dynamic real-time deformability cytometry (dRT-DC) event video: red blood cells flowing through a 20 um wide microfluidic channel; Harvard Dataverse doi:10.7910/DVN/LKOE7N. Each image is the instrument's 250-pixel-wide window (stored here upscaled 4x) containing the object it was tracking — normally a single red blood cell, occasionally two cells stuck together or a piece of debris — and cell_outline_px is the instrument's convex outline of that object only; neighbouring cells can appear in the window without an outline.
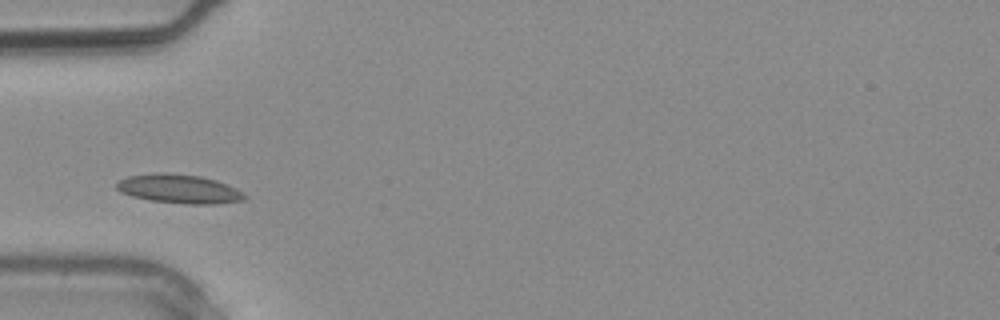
{"species": "common noctule bat (a hibernating species)", "species_latin": "Nyctalus noctula", "temperature_condition": "warm", "stored_images_in_passage": 2, "camera_frame_rate_fps": 3000, "um_per_image_px": 0.085, "animal": {"sex": "male", "body_mass_g": 20.4}, "frame": {"image": 1, "passage_image": 2, "time_ms": 0.333, "image_size_px": [1000, 320], "cell_outline_px": [[248, 196], [244, 200], [216, 204], [188, 204], [148, 200], [132, 196], [120, 192], [116, 188], [116, 184], [120, 180], [128, 176], [156, 172], [164, 172], [200, 176], [216, 180], [236, 188], [244, 192]], "centroid_in_image_um": [15.23, 16.05], "position_along_channel_um": 69.8, "area_um2": 21.73}}